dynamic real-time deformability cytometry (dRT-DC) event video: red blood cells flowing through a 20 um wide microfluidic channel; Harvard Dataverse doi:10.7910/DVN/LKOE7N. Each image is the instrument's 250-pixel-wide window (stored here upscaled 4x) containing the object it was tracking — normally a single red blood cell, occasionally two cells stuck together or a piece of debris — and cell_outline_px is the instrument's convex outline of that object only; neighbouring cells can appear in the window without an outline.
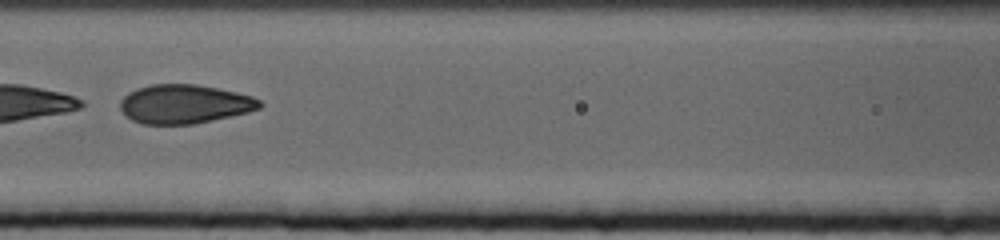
{"species": "human", "species_latin": "Homo sapiens", "temperature_condition": "cold", "stored_images_in_passage": 37, "segment_of_instrument_passage": [2, 2], "camera_frame_rate_fps": 3000, "um_per_image_px": 0.085, "donor": {"sex": "female"}, "frame": {"image": 1, "passage_image": 30, "time_ms": 9.667, "image_size_px": [1000, 240], "cell_outline_px": [[264, 104], [260, 108], [248, 112], [192, 124], [144, 124], [132, 120], [120, 108], [120, 100], [128, 92], [136, 88], [152, 84], [196, 84], [236, 92], [252, 96], [260, 100]], "centroid_in_image_um": [15.67, 8.83], "position_along_channel_um": 150.9, "area_um2": 31.5}}